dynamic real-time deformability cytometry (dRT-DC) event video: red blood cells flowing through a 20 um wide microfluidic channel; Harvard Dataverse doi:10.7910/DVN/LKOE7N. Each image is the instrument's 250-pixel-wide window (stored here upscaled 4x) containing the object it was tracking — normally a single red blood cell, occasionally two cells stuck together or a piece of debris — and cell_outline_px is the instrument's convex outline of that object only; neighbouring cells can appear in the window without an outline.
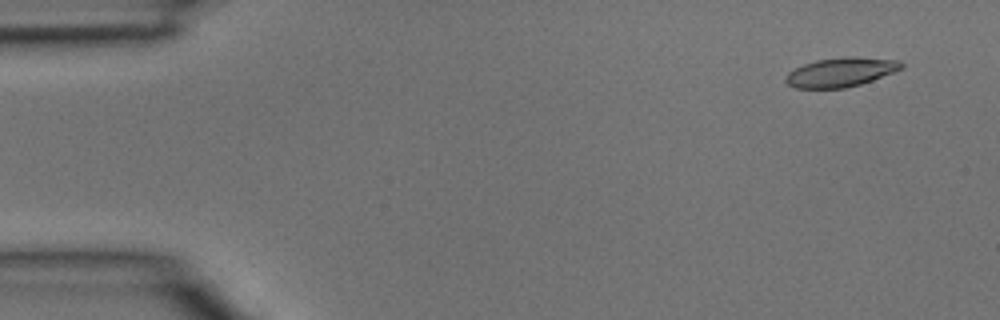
{"species": "common noctule bat (a hibernating species)", "species_latin": "Nyctalus noctula", "temperature_condition": "room temperature", "stored_images_in_passage": 3, "camera_frame_rate_fps": 3000, "um_per_image_px": 0.085, "animal": {"sex": "male", "body_mass_g": 15.6}, "frame": {"image": 1, "passage_image": 1, "time_ms": 0.0, "image_size_px": [1000, 320], "cell_outline_px": [[904, 68], [872, 80], [860, 84], [844, 88], [796, 88], [788, 84], [784, 80], [784, 76], [788, 72], [804, 64], [816, 60], [844, 56], [856, 56], [900, 60], [904, 64]], "centroid_in_image_um": [71.48, 6.12], "position_along_channel_um": 13.5, "area_um2": 19.83}}